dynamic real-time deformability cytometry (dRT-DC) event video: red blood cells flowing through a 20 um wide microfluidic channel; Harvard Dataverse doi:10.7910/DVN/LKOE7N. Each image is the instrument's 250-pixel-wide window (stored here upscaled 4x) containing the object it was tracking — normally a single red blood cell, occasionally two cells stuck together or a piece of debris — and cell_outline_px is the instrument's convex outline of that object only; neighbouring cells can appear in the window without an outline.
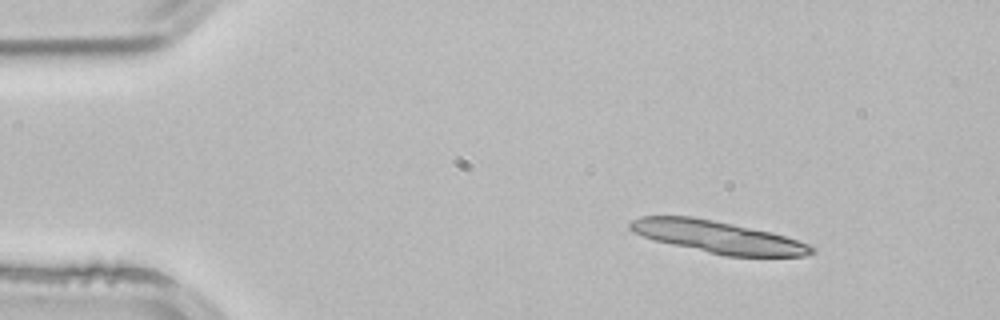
{"species": "common noctule bat (a hibernating species)", "species_latin": "Nyctalus noctula", "temperature_condition": "room temperature", "stored_images_in_passage": 9, "camera_frame_rate_fps": 3000, "um_per_image_px": 0.085, "animal": {"sex": "male", "body_mass_g": 21.5, "forearm_length_mm": 52.0}, "frame": {"image": 1, "passage_image": 1, "time_ms": 0.0, "image_size_px": [1000, 320], "cell_outline_px": [[816, 252], [804, 256], [724, 256], [672, 244], [656, 240], [644, 236], [628, 228], [628, 224], [632, 220], [640, 216], [692, 216], [772, 232], [808, 244], [816, 248]], "centroid_in_image_um": [61.04, 20.14], "position_along_channel_um": 24.0, "area_um2": 33.58}}